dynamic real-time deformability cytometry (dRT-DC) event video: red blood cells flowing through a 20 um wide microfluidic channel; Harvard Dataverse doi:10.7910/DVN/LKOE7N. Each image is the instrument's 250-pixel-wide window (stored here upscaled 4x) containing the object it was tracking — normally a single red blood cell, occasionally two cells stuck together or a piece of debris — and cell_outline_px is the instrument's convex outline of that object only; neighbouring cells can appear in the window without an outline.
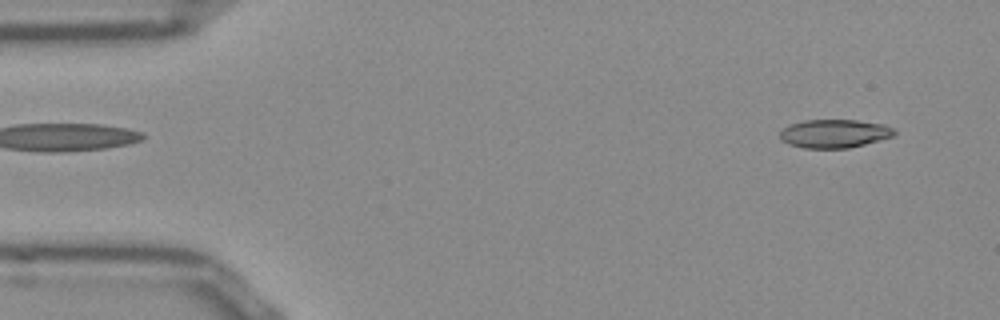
{"species": "Egyptian fruit bat (a non-hibernating species)", "species_latin": "Rousettus aegyptiacus", "temperature_condition": "room temperature", "stored_images_in_passage": 52, "segment_of_instrument_passage": [1, 2], "camera_frame_rate_fps": 3000, "um_per_image_px": 0.085, "frame": {"image": 1, "passage_image": 3, "time_ms": 0.667, "image_size_px": [1000, 320], "cell_outline_px": [[896, 136], [848, 148], [804, 148], [788, 144], [780, 140], [780, 132], [788, 124], [804, 120], [856, 120], [884, 124], [892, 128], [896, 132]], "centroid_in_image_um": [70.91, 11.35], "position_along_channel_um": 14.1, "area_um2": 19.07}}
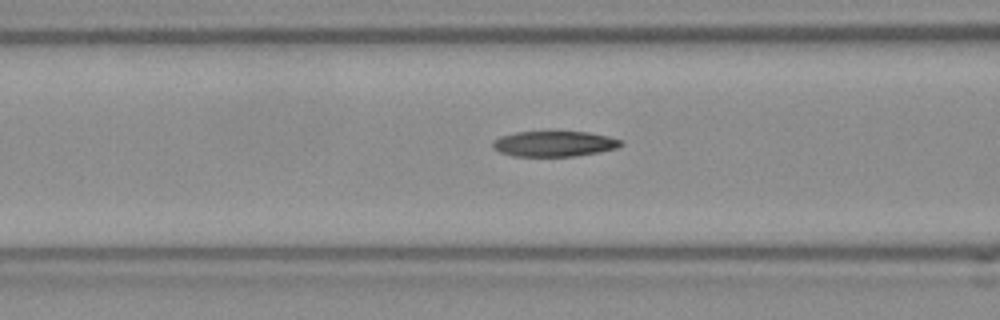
{"frame": {"image": 2, "passage_image": 19, "time_ms": 6.0, "image_size_px": [1000, 320], "cell_outline_px": [[624, 144], [616, 148], [596, 152], [572, 156], [512, 156], [500, 152], [492, 148], [492, 140], [500, 136], [516, 132], [588, 132], [608, 136], [620, 140]], "centroid_in_image_um": [47.05, 12.22], "position_along_channel_um": 119.6, "area_um2": 18.9}}
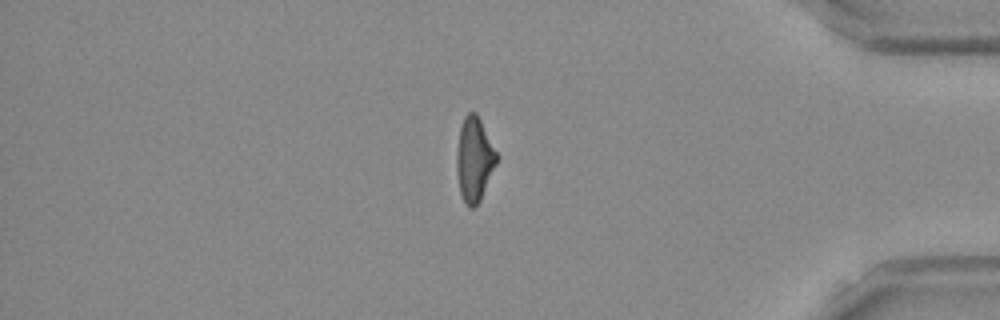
{"frame": {"image": 3, "passage_image": 43, "time_ms": 14.0, "image_size_px": [1000, 320], "cell_outline_px": [[496, 164], [480, 200], [472, 208], [468, 208], [460, 192], [456, 172], [456, 152], [460, 128], [464, 116], [468, 112], [476, 112], [496, 152]], "centroid_in_image_um": [40.28, 13.54], "position_along_channel_um": 394.9, "area_um2": 19.25}}